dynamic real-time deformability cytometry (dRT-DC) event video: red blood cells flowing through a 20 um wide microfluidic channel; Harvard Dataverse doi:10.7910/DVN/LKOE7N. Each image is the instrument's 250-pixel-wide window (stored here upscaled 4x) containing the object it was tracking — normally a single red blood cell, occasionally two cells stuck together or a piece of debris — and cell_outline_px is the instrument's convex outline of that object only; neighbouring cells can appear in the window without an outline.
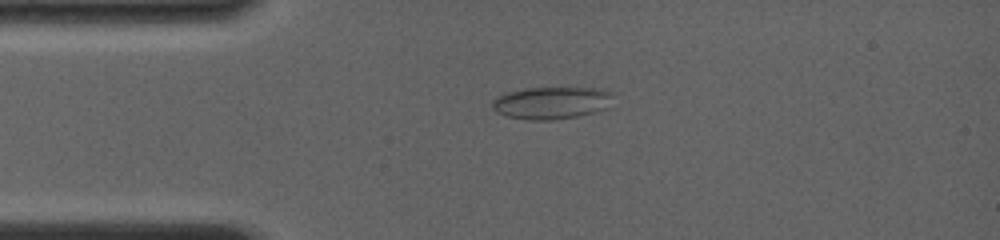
{"species": "common noctule bat (a hibernating species)", "species_latin": "Nyctalus noctula", "temperature_condition": "room temperature", "stored_images_in_passage": 10, "camera_frame_rate_fps": 4000, "um_per_image_px": 0.085, "animal": {"sex": "female", "body_mass_g": 19.0, "forearm_length_mm": 56.7}, "frame": {"image": 1, "passage_image": 4, "time_ms": 2.75, "image_size_px": [1000, 240], "cell_outline_px": [[612, 92], [604, 108], [596, 112], [576, 116], [552, 120], [528, 120], [508, 116], [496, 112], [492, 108], [492, 100], [496, 96], [508, 92], [524, 88], [604, 88]], "centroid_in_image_um": [46.81, 8.73], "position_along_channel_um": 38.2, "area_um2": 22.54}}
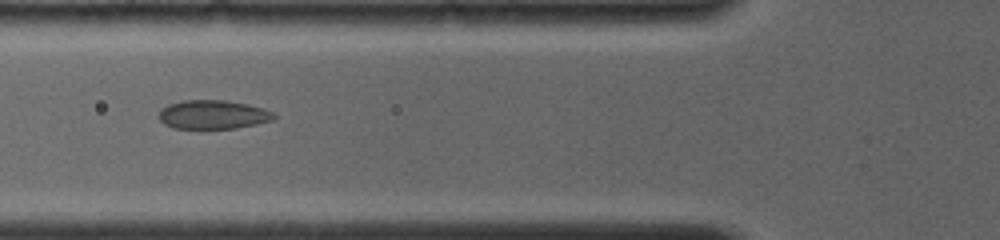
{"frame": {"image": 2, "passage_image": 9, "time_ms": 5.0, "image_size_px": [1000, 240], "cell_outline_px": [[276, 116], [272, 120], [256, 124], [236, 128], [172, 128], [164, 124], [156, 116], [160, 108], [168, 104], [184, 100], [224, 100], [248, 104], [264, 108], [272, 112]], "centroid_in_image_um": [18.05, 9.73], "position_along_channel_um": 107.7, "area_um2": 19.48}}